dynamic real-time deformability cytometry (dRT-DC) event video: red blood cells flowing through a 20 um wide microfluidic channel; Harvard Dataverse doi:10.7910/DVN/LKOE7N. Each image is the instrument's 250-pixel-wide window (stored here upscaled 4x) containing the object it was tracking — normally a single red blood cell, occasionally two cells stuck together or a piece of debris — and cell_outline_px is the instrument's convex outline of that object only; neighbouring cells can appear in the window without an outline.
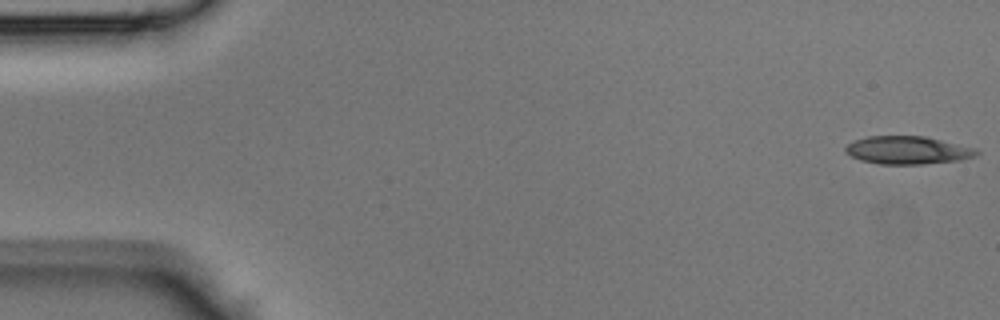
{"species": "Egyptian fruit bat (a non-hibernating species)", "species_latin": "Rousettus aegyptiacus", "temperature_condition": "room temperature", "stored_images_in_passage": 43, "camera_frame_rate_fps": 3000, "um_per_image_px": 0.085, "animal": {"sex": "male"}, "frame": {"image": 1, "passage_image": 1, "time_ms": 0.0, "image_size_px": [1000, 320], "cell_outline_px": [[980, 152], [976, 156], [960, 160], [920, 164], [880, 164], [860, 160], [844, 152], [844, 148], [848, 144], [856, 140], [868, 136], [924, 136], [976, 148]], "centroid_in_image_um": [77.15, 12.77], "position_along_channel_um": 7.8, "area_um2": 21.27}}
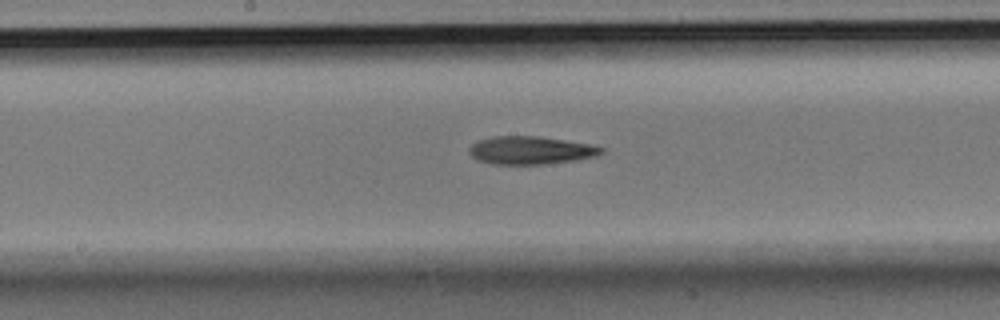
{"frame": {"image": 2, "passage_image": 22, "time_ms": 7.0, "image_size_px": [1000, 320], "cell_outline_px": [[604, 152], [596, 156], [572, 160], [544, 164], [492, 164], [480, 160], [472, 156], [468, 152], [468, 148], [472, 144], [480, 140], [492, 136], [540, 136], [592, 144], [604, 148]], "centroid_in_image_um": [45.11, 12.76], "position_along_channel_um": 203.1, "area_um2": 21.5}}
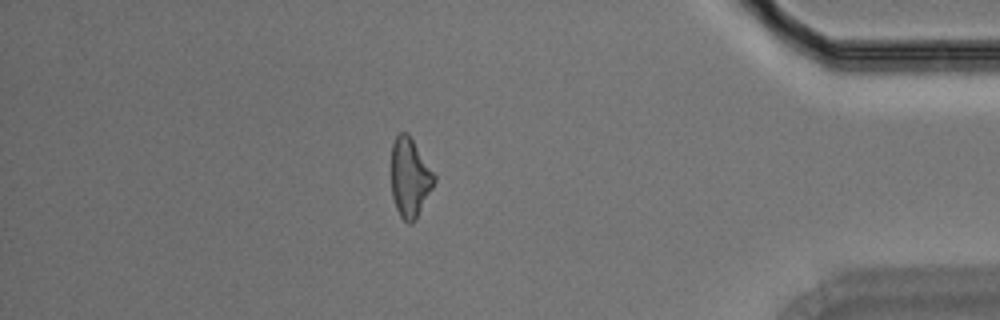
{"frame": {"image": 3, "passage_image": 37, "time_ms": 12.0, "image_size_px": [1000, 320], "cell_outline_px": [[436, 180], [416, 220], [412, 224], [408, 224], [400, 216], [396, 208], [392, 196], [392, 144], [396, 136], [400, 132], [408, 132], [436, 176]], "centroid_in_image_um": [34.84, 15.11], "position_along_channel_um": 400.4, "area_um2": 19.77}}